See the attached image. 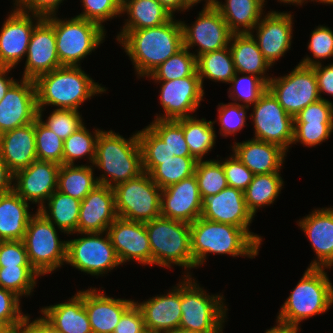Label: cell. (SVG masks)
<instances>
[{"mask_svg":"<svg viewBox=\"0 0 333 333\" xmlns=\"http://www.w3.org/2000/svg\"><path fill=\"white\" fill-rule=\"evenodd\" d=\"M130 57L137 76H147L183 47L181 21H170L146 29H122L117 35Z\"/></svg>","mask_w":333,"mask_h":333,"instance_id":"1","label":"cell"},{"mask_svg":"<svg viewBox=\"0 0 333 333\" xmlns=\"http://www.w3.org/2000/svg\"><path fill=\"white\" fill-rule=\"evenodd\" d=\"M191 252L195 267L202 266L208 253L233 257L258 255L260 244L243 228L199 217L190 223Z\"/></svg>","mask_w":333,"mask_h":333,"instance_id":"2","label":"cell"},{"mask_svg":"<svg viewBox=\"0 0 333 333\" xmlns=\"http://www.w3.org/2000/svg\"><path fill=\"white\" fill-rule=\"evenodd\" d=\"M37 108L45 105L77 110L80 105L107 89L87 75L80 66H61L34 80Z\"/></svg>","mask_w":333,"mask_h":333,"instance_id":"3","label":"cell"},{"mask_svg":"<svg viewBox=\"0 0 333 333\" xmlns=\"http://www.w3.org/2000/svg\"><path fill=\"white\" fill-rule=\"evenodd\" d=\"M93 165L104 173L96 177L98 183L108 187L134 179L143 173L142 151L137 133L125 139L119 133L101 131L96 143Z\"/></svg>","mask_w":333,"mask_h":333,"instance_id":"4","label":"cell"},{"mask_svg":"<svg viewBox=\"0 0 333 333\" xmlns=\"http://www.w3.org/2000/svg\"><path fill=\"white\" fill-rule=\"evenodd\" d=\"M325 269L308 267L305 270L282 305L276 323L299 329L302 320L328 311L333 304V285Z\"/></svg>","mask_w":333,"mask_h":333,"instance_id":"5","label":"cell"},{"mask_svg":"<svg viewBox=\"0 0 333 333\" xmlns=\"http://www.w3.org/2000/svg\"><path fill=\"white\" fill-rule=\"evenodd\" d=\"M152 253V265L195 268L191 252L190 224L162 216L145 223ZM173 264V265H172Z\"/></svg>","mask_w":333,"mask_h":333,"instance_id":"6","label":"cell"},{"mask_svg":"<svg viewBox=\"0 0 333 333\" xmlns=\"http://www.w3.org/2000/svg\"><path fill=\"white\" fill-rule=\"evenodd\" d=\"M188 272L181 282L179 329L194 332H222L228 308L222 295H209Z\"/></svg>","mask_w":333,"mask_h":333,"instance_id":"7","label":"cell"},{"mask_svg":"<svg viewBox=\"0 0 333 333\" xmlns=\"http://www.w3.org/2000/svg\"><path fill=\"white\" fill-rule=\"evenodd\" d=\"M44 18L54 27L58 59L62 66H80V61L103 43L106 36L104 26L78 16L66 21L56 14Z\"/></svg>","mask_w":333,"mask_h":333,"instance_id":"8","label":"cell"},{"mask_svg":"<svg viewBox=\"0 0 333 333\" xmlns=\"http://www.w3.org/2000/svg\"><path fill=\"white\" fill-rule=\"evenodd\" d=\"M23 242L30 265L41 276L66 263L67 241L58 239L55 225L38 211L29 220Z\"/></svg>","mask_w":333,"mask_h":333,"instance_id":"9","label":"cell"},{"mask_svg":"<svg viewBox=\"0 0 333 333\" xmlns=\"http://www.w3.org/2000/svg\"><path fill=\"white\" fill-rule=\"evenodd\" d=\"M118 217L141 223L160 217L162 189L146 172L113 187Z\"/></svg>","mask_w":333,"mask_h":333,"instance_id":"10","label":"cell"},{"mask_svg":"<svg viewBox=\"0 0 333 333\" xmlns=\"http://www.w3.org/2000/svg\"><path fill=\"white\" fill-rule=\"evenodd\" d=\"M80 234L87 236L67 240L66 263L92 276H100L122 265L107 232ZM102 234H106L104 238Z\"/></svg>","mask_w":333,"mask_h":333,"instance_id":"11","label":"cell"},{"mask_svg":"<svg viewBox=\"0 0 333 333\" xmlns=\"http://www.w3.org/2000/svg\"><path fill=\"white\" fill-rule=\"evenodd\" d=\"M267 89L292 117L320 99L314 69L300 64L285 76L271 77Z\"/></svg>","mask_w":333,"mask_h":333,"instance_id":"12","label":"cell"},{"mask_svg":"<svg viewBox=\"0 0 333 333\" xmlns=\"http://www.w3.org/2000/svg\"><path fill=\"white\" fill-rule=\"evenodd\" d=\"M250 117L255 129L253 139L278 145L288 151L293 142L294 120L268 89L253 104Z\"/></svg>","mask_w":333,"mask_h":333,"instance_id":"13","label":"cell"},{"mask_svg":"<svg viewBox=\"0 0 333 333\" xmlns=\"http://www.w3.org/2000/svg\"><path fill=\"white\" fill-rule=\"evenodd\" d=\"M181 25L183 46L189 50L196 45L199 47L195 57L228 47L233 35L220 12L212 4H205L191 27L182 21Z\"/></svg>","mask_w":333,"mask_h":333,"instance_id":"14","label":"cell"},{"mask_svg":"<svg viewBox=\"0 0 333 333\" xmlns=\"http://www.w3.org/2000/svg\"><path fill=\"white\" fill-rule=\"evenodd\" d=\"M156 82H162L159 100L164 109V115H157V120L191 117L189 112H195L203 100L205 92L198 75Z\"/></svg>","mask_w":333,"mask_h":333,"instance_id":"15","label":"cell"},{"mask_svg":"<svg viewBox=\"0 0 333 333\" xmlns=\"http://www.w3.org/2000/svg\"><path fill=\"white\" fill-rule=\"evenodd\" d=\"M201 217L243 228L261 245L262 238L249 231L254 216L247 209L244 192L241 190L227 186L219 193L204 198Z\"/></svg>","mask_w":333,"mask_h":333,"instance_id":"16","label":"cell"},{"mask_svg":"<svg viewBox=\"0 0 333 333\" xmlns=\"http://www.w3.org/2000/svg\"><path fill=\"white\" fill-rule=\"evenodd\" d=\"M38 118L34 80L16 81L0 101V135Z\"/></svg>","mask_w":333,"mask_h":333,"instance_id":"17","label":"cell"},{"mask_svg":"<svg viewBox=\"0 0 333 333\" xmlns=\"http://www.w3.org/2000/svg\"><path fill=\"white\" fill-rule=\"evenodd\" d=\"M107 233L121 264L130 260L152 266V253L145 223L117 217Z\"/></svg>","mask_w":333,"mask_h":333,"instance_id":"18","label":"cell"},{"mask_svg":"<svg viewBox=\"0 0 333 333\" xmlns=\"http://www.w3.org/2000/svg\"><path fill=\"white\" fill-rule=\"evenodd\" d=\"M58 163L36 160L27 168L14 174L13 190L26 202L46 205L48 198L57 190Z\"/></svg>","mask_w":333,"mask_h":333,"instance_id":"19","label":"cell"},{"mask_svg":"<svg viewBox=\"0 0 333 333\" xmlns=\"http://www.w3.org/2000/svg\"><path fill=\"white\" fill-rule=\"evenodd\" d=\"M160 204L164 218L190 224L201 217L203 199L195 175L162 189Z\"/></svg>","mask_w":333,"mask_h":333,"instance_id":"20","label":"cell"},{"mask_svg":"<svg viewBox=\"0 0 333 333\" xmlns=\"http://www.w3.org/2000/svg\"><path fill=\"white\" fill-rule=\"evenodd\" d=\"M43 17L14 9L4 21L0 31V67L15 68L26 56L30 38L36 25L32 22Z\"/></svg>","mask_w":333,"mask_h":333,"instance_id":"21","label":"cell"},{"mask_svg":"<svg viewBox=\"0 0 333 333\" xmlns=\"http://www.w3.org/2000/svg\"><path fill=\"white\" fill-rule=\"evenodd\" d=\"M292 16L287 12H268L254 28L256 36L250 32L271 66L290 49L293 33Z\"/></svg>","mask_w":333,"mask_h":333,"instance_id":"22","label":"cell"},{"mask_svg":"<svg viewBox=\"0 0 333 333\" xmlns=\"http://www.w3.org/2000/svg\"><path fill=\"white\" fill-rule=\"evenodd\" d=\"M36 22L26 53L22 79L35 80L62 66L58 59L54 27L44 17Z\"/></svg>","mask_w":333,"mask_h":333,"instance_id":"23","label":"cell"},{"mask_svg":"<svg viewBox=\"0 0 333 333\" xmlns=\"http://www.w3.org/2000/svg\"><path fill=\"white\" fill-rule=\"evenodd\" d=\"M117 217L113 188L98 184L81 201L77 235L80 233L107 232L108 227Z\"/></svg>","mask_w":333,"mask_h":333,"instance_id":"24","label":"cell"},{"mask_svg":"<svg viewBox=\"0 0 333 333\" xmlns=\"http://www.w3.org/2000/svg\"><path fill=\"white\" fill-rule=\"evenodd\" d=\"M145 322L146 331L172 333L181 320V283L165 295L155 296L142 303L135 302Z\"/></svg>","mask_w":333,"mask_h":333,"instance_id":"25","label":"cell"},{"mask_svg":"<svg viewBox=\"0 0 333 333\" xmlns=\"http://www.w3.org/2000/svg\"><path fill=\"white\" fill-rule=\"evenodd\" d=\"M298 226L307 235L317 259L309 267L331 268L333 266V208L315 209Z\"/></svg>","mask_w":333,"mask_h":333,"instance_id":"26","label":"cell"},{"mask_svg":"<svg viewBox=\"0 0 333 333\" xmlns=\"http://www.w3.org/2000/svg\"><path fill=\"white\" fill-rule=\"evenodd\" d=\"M134 300L115 299L95 288L84 291V307L92 333H113L123 313Z\"/></svg>","mask_w":333,"mask_h":333,"instance_id":"27","label":"cell"},{"mask_svg":"<svg viewBox=\"0 0 333 333\" xmlns=\"http://www.w3.org/2000/svg\"><path fill=\"white\" fill-rule=\"evenodd\" d=\"M0 156L13 174L36 161L35 121L1 134Z\"/></svg>","mask_w":333,"mask_h":333,"instance_id":"28","label":"cell"},{"mask_svg":"<svg viewBox=\"0 0 333 333\" xmlns=\"http://www.w3.org/2000/svg\"><path fill=\"white\" fill-rule=\"evenodd\" d=\"M234 144L233 153L252 173L280 172L287 153L280 146L256 139Z\"/></svg>","mask_w":333,"mask_h":333,"instance_id":"29","label":"cell"},{"mask_svg":"<svg viewBox=\"0 0 333 333\" xmlns=\"http://www.w3.org/2000/svg\"><path fill=\"white\" fill-rule=\"evenodd\" d=\"M41 313L61 333H92L84 291H78L67 302L41 308Z\"/></svg>","mask_w":333,"mask_h":333,"instance_id":"30","label":"cell"},{"mask_svg":"<svg viewBox=\"0 0 333 333\" xmlns=\"http://www.w3.org/2000/svg\"><path fill=\"white\" fill-rule=\"evenodd\" d=\"M229 48L232 53L236 72L260 77L266 84L271 77L266 76L267 69L272 67L250 33H233Z\"/></svg>","mask_w":333,"mask_h":333,"instance_id":"31","label":"cell"},{"mask_svg":"<svg viewBox=\"0 0 333 333\" xmlns=\"http://www.w3.org/2000/svg\"><path fill=\"white\" fill-rule=\"evenodd\" d=\"M29 204L14 190L0 194V241L23 240L33 216Z\"/></svg>","mask_w":333,"mask_h":333,"instance_id":"32","label":"cell"},{"mask_svg":"<svg viewBox=\"0 0 333 333\" xmlns=\"http://www.w3.org/2000/svg\"><path fill=\"white\" fill-rule=\"evenodd\" d=\"M225 1L221 4L222 2L214 0L212 5L220 12L229 29L233 33L255 32L253 29L261 20L265 0Z\"/></svg>","mask_w":333,"mask_h":333,"instance_id":"33","label":"cell"},{"mask_svg":"<svg viewBox=\"0 0 333 333\" xmlns=\"http://www.w3.org/2000/svg\"><path fill=\"white\" fill-rule=\"evenodd\" d=\"M197 160L193 156H173L167 160H142L143 172L164 189L194 175Z\"/></svg>","mask_w":333,"mask_h":333,"instance_id":"34","label":"cell"},{"mask_svg":"<svg viewBox=\"0 0 333 333\" xmlns=\"http://www.w3.org/2000/svg\"><path fill=\"white\" fill-rule=\"evenodd\" d=\"M46 202L37 211L61 232L77 233L81 201L56 190Z\"/></svg>","mask_w":333,"mask_h":333,"instance_id":"35","label":"cell"},{"mask_svg":"<svg viewBox=\"0 0 333 333\" xmlns=\"http://www.w3.org/2000/svg\"><path fill=\"white\" fill-rule=\"evenodd\" d=\"M128 18L122 29H146L170 21L173 16L157 0H123Z\"/></svg>","mask_w":333,"mask_h":333,"instance_id":"36","label":"cell"},{"mask_svg":"<svg viewBox=\"0 0 333 333\" xmlns=\"http://www.w3.org/2000/svg\"><path fill=\"white\" fill-rule=\"evenodd\" d=\"M94 165H61L57 191L82 201L99 183L94 178Z\"/></svg>","mask_w":333,"mask_h":333,"instance_id":"37","label":"cell"},{"mask_svg":"<svg viewBox=\"0 0 333 333\" xmlns=\"http://www.w3.org/2000/svg\"><path fill=\"white\" fill-rule=\"evenodd\" d=\"M280 175V172L254 175L253 180L244 191L247 209L253 216L260 207L273 204L279 196L284 184Z\"/></svg>","mask_w":333,"mask_h":333,"instance_id":"38","label":"cell"},{"mask_svg":"<svg viewBox=\"0 0 333 333\" xmlns=\"http://www.w3.org/2000/svg\"><path fill=\"white\" fill-rule=\"evenodd\" d=\"M197 73L202 87L205 78L215 82L220 81L229 84L236 74L229 46L221 50L206 52L198 56Z\"/></svg>","mask_w":333,"mask_h":333,"instance_id":"39","label":"cell"},{"mask_svg":"<svg viewBox=\"0 0 333 333\" xmlns=\"http://www.w3.org/2000/svg\"><path fill=\"white\" fill-rule=\"evenodd\" d=\"M214 123L215 121H206L204 118L199 120L193 116L184 118L185 141L197 161L203 160V156L215 145Z\"/></svg>","mask_w":333,"mask_h":333,"instance_id":"40","label":"cell"},{"mask_svg":"<svg viewBox=\"0 0 333 333\" xmlns=\"http://www.w3.org/2000/svg\"><path fill=\"white\" fill-rule=\"evenodd\" d=\"M191 75H198L197 57L183 46L178 52L155 68L147 77L154 81H169Z\"/></svg>","mask_w":333,"mask_h":333,"instance_id":"41","label":"cell"},{"mask_svg":"<svg viewBox=\"0 0 333 333\" xmlns=\"http://www.w3.org/2000/svg\"><path fill=\"white\" fill-rule=\"evenodd\" d=\"M101 131L96 129L92 134L83 125L65 139L63 142V165H74L75 160L85 157L87 154L89 163L93 164L96 156L97 138Z\"/></svg>","mask_w":333,"mask_h":333,"instance_id":"42","label":"cell"},{"mask_svg":"<svg viewBox=\"0 0 333 333\" xmlns=\"http://www.w3.org/2000/svg\"><path fill=\"white\" fill-rule=\"evenodd\" d=\"M194 175L202 199L213 196L228 186L220 160L197 161Z\"/></svg>","mask_w":333,"mask_h":333,"instance_id":"43","label":"cell"},{"mask_svg":"<svg viewBox=\"0 0 333 333\" xmlns=\"http://www.w3.org/2000/svg\"><path fill=\"white\" fill-rule=\"evenodd\" d=\"M38 276L41 277L31 265L0 267V287L22 298L31 295Z\"/></svg>","mask_w":333,"mask_h":333,"instance_id":"44","label":"cell"},{"mask_svg":"<svg viewBox=\"0 0 333 333\" xmlns=\"http://www.w3.org/2000/svg\"><path fill=\"white\" fill-rule=\"evenodd\" d=\"M149 127L167 144L174 156H192L184 137V118L178 120L154 119Z\"/></svg>","mask_w":333,"mask_h":333,"instance_id":"45","label":"cell"},{"mask_svg":"<svg viewBox=\"0 0 333 333\" xmlns=\"http://www.w3.org/2000/svg\"><path fill=\"white\" fill-rule=\"evenodd\" d=\"M63 142L39 118L35 120V144L37 160L63 164Z\"/></svg>","mask_w":333,"mask_h":333,"instance_id":"46","label":"cell"},{"mask_svg":"<svg viewBox=\"0 0 333 333\" xmlns=\"http://www.w3.org/2000/svg\"><path fill=\"white\" fill-rule=\"evenodd\" d=\"M240 73L236 72L230 84L229 97L233 103L236 101L245 103V106L255 104L259 97L266 91L267 84L260 78L252 74H245L239 77Z\"/></svg>","mask_w":333,"mask_h":333,"instance_id":"47","label":"cell"},{"mask_svg":"<svg viewBox=\"0 0 333 333\" xmlns=\"http://www.w3.org/2000/svg\"><path fill=\"white\" fill-rule=\"evenodd\" d=\"M44 110V108L38 109V118L63 140L67 139L72 133L76 132L84 125L82 117L77 110L57 108L51 112L46 121H42V113Z\"/></svg>","mask_w":333,"mask_h":333,"instance_id":"48","label":"cell"},{"mask_svg":"<svg viewBox=\"0 0 333 333\" xmlns=\"http://www.w3.org/2000/svg\"><path fill=\"white\" fill-rule=\"evenodd\" d=\"M310 38L308 50L313 54V59L306 56L299 63L300 65L312 67L320 64V59L333 57V31L330 28L323 25L318 26L311 32Z\"/></svg>","mask_w":333,"mask_h":333,"instance_id":"49","label":"cell"},{"mask_svg":"<svg viewBox=\"0 0 333 333\" xmlns=\"http://www.w3.org/2000/svg\"><path fill=\"white\" fill-rule=\"evenodd\" d=\"M333 132V123L294 122L293 142L315 147L326 141Z\"/></svg>","mask_w":333,"mask_h":333,"instance_id":"50","label":"cell"},{"mask_svg":"<svg viewBox=\"0 0 333 333\" xmlns=\"http://www.w3.org/2000/svg\"><path fill=\"white\" fill-rule=\"evenodd\" d=\"M218 118L220 122V135L229 136L236 134L244 126H246V111L249 109V106H245L240 103H228V104H219Z\"/></svg>","mask_w":333,"mask_h":333,"instance_id":"51","label":"cell"},{"mask_svg":"<svg viewBox=\"0 0 333 333\" xmlns=\"http://www.w3.org/2000/svg\"><path fill=\"white\" fill-rule=\"evenodd\" d=\"M83 12L78 17L98 23H102L122 14L123 0H81Z\"/></svg>","mask_w":333,"mask_h":333,"instance_id":"52","label":"cell"},{"mask_svg":"<svg viewBox=\"0 0 333 333\" xmlns=\"http://www.w3.org/2000/svg\"><path fill=\"white\" fill-rule=\"evenodd\" d=\"M142 160H167L174 156L167 144L149 127L137 132Z\"/></svg>","mask_w":333,"mask_h":333,"instance_id":"53","label":"cell"},{"mask_svg":"<svg viewBox=\"0 0 333 333\" xmlns=\"http://www.w3.org/2000/svg\"><path fill=\"white\" fill-rule=\"evenodd\" d=\"M220 162L222 163L228 186L244 192L255 174L234 153L228 159Z\"/></svg>","mask_w":333,"mask_h":333,"instance_id":"54","label":"cell"},{"mask_svg":"<svg viewBox=\"0 0 333 333\" xmlns=\"http://www.w3.org/2000/svg\"><path fill=\"white\" fill-rule=\"evenodd\" d=\"M20 297L12 291L0 287V320L10 328H19L26 314H22Z\"/></svg>","mask_w":333,"mask_h":333,"instance_id":"55","label":"cell"},{"mask_svg":"<svg viewBox=\"0 0 333 333\" xmlns=\"http://www.w3.org/2000/svg\"><path fill=\"white\" fill-rule=\"evenodd\" d=\"M294 122L333 123V104L326 99L306 106L295 117Z\"/></svg>","mask_w":333,"mask_h":333,"instance_id":"56","label":"cell"},{"mask_svg":"<svg viewBox=\"0 0 333 333\" xmlns=\"http://www.w3.org/2000/svg\"><path fill=\"white\" fill-rule=\"evenodd\" d=\"M30 265L23 240L0 241V267Z\"/></svg>","mask_w":333,"mask_h":333,"instance_id":"57","label":"cell"},{"mask_svg":"<svg viewBox=\"0 0 333 333\" xmlns=\"http://www.w3.org/2000/svg\"><path fill=\"white\" fill-rule=\"evenodd\" d=\"M145 322L139 307L134 302L121 316L113 333H144Z\"/></svg>","mask_w":333,"mask_h":333,"instance_id":"58","label":"cell"},{"mask_svg":"<svg viewBox=\"0 0 333 333\" xmlns=\"http://www.w3.org/2000/svg\"><path fill=\"white\" fill-rule=\"evenodd\" d=\"M64 0H15L14 7L21 12L47 17L56 14V10Z\"/></svg>","mask_w":333,"mask_h":333,"instance_id":"59","label":"cell"},{"mask_svg":"<svg viewBox=\"0 0 333 333\" xmlns=\"http://www.w3.org/2000/svg\"><path fill=\"white\" fill-rule=\"evenodd\" d=\"M312 68L315 71L320 99H324L322 92L333 96V63L325 67L320 63Z\"/></svg>","mask_w":333,"mask_h":333,"instance_id":"60","label":"cell"},{"mask_svg":"<svg viewBox=\"0 0 333 333\" xmlns=\"http://www.w3.org/2000/svg\"><path fill=\"white\" fill-rule=\"evenodd\" d=\"M29 317L27 314L20 325V333H61L43 316L33 320L31 323Z\"/></svg>","mask_w":333,"mask_h":333,"instance_id":"61","label":"cell"},{"mask_svg":"<svg viewBox=\"0 0 333 333\" xmlns=\"http://www.w3.org/2000/svg\"><path fill=\"white\" fill-rule=\"evenodd\" d=\"M14 174L9 170L7 164L0 156V194L13 190Z\"/></svg>","mask_w":333,"mask_h":333,"instance_id":"62","label":"cell"},{"mask_svg":"<svg viewBox=\"0 0 333 333\" xmlns=\"http://www.w3.org/2000/svg\"><path fill=\"white\" fill-rule=\"evenodd\" d=\"M167 11L170 12L172 16H174V12L189 10V8L194 6V2L192 0H157Z\"/></svg>","mask_w":333,"mask_h":333,"instance_id":"63","label":"cell"},{"mask_svg":"<svg viewBox=\"0 0 333 333\" xmlns=\"http://www.w3.org/2000/svg\"><path fill=\"white\" fill-rule=\"evenodd\" d=\"M10 70H12L11 67H0V101L6 95L8 89L16 82L12 77H7V73Z\"/></svg>","mask_w":333,"mask_h":333,"instance_id":"64","label":"cell"},{"mask_svg":"<svg viewBox=\"0 0 333 333\" xmlns=\"http://www.w3.org/2000/svg\"><path fill=\"white\" fill-rule=\"evenodd\" d=\"M299 329L285 326L282 324L277 323V326L268 329L266 333H297Z\"/></svg>","mask_w":333,"mask_h":333,"instance_id":"65","label":"cell"},{"mask_svg":"<svg viewBox=\"0 0 333 333\" xmlns=\"http://www.w3.org/2000/svg\"><path fill=\"white\" fill-rule=\"evenodd\" d=\"M279 2H283V3H291V4H296V5H301L307 0H278ZM311 1H317V0H311Z\"/></svg>","mask_w":333,"mask_h":333,"instance_id":"66","label":"cell"},{"mask_svg":"<svg viewBox=\"0 0 333 333\" xmlns=\"http://www.w3.org/2000/svg\"><path fill=\"white\" fill-rule=\"evenodd\" d=\"M11 328L3 321L0 320V333H7Z\"/></svg>","mask_w":333,"mask_h":333,"instance_id":"67","label":"cell"},{"mask_svg":"<svg viewBox=\"0 0 333 333\" xmlns=\"http://www.w3.org/2000/svg\"><path fill=\"white\" fill-rule=\"evenodd\" d=\"M172 333H223V332H194V331L178 329L177 331H173Z\"/></svg>","mask_w":333,"mask_h":333,"instance_id":"68","label":"cell"},{"mask_svg":"<svg viewBox=\"0 0 333 333\" xmlns=\"http://www.w3.org/2000/svg\"><path fill=\"white\" fill-rule=\"evenodd\" d=\"M316 2L320 3H325V4H332L333 5V0H317Z\"/></svg>","mask_w":333,"mask_h":333,"instance_id":"69","label":"cell"},{"mask_svg":"<svg viewBox=\"0 0 333 333\" xmlns=\"http://www.w3.org/2000/svg\"><path fill=\"white\" fill-rule=\"evenodd\" d=\"M194 3H195V5L197 4V3H200V1L201 0H192ZM203 1V0H202ZM206 1V4H212L213 2H214V0H205Z\"/></svg>","mask_w":333,"mask_h":333,"instance_id":"70","label":"cell"},{"mask_svg":"<svg viewBox=\"0 0 333 333\" xmlns=\"http://www.w3.org/2000/svg\"><path fill=\"white\" fill-rule=\"evenodd\" d=\"M7 333H20L19 328H11Z\"/></svg>","mask_w":333,"mask_h":333,"instance_id":"71","label":"cell"}]
</instances>
